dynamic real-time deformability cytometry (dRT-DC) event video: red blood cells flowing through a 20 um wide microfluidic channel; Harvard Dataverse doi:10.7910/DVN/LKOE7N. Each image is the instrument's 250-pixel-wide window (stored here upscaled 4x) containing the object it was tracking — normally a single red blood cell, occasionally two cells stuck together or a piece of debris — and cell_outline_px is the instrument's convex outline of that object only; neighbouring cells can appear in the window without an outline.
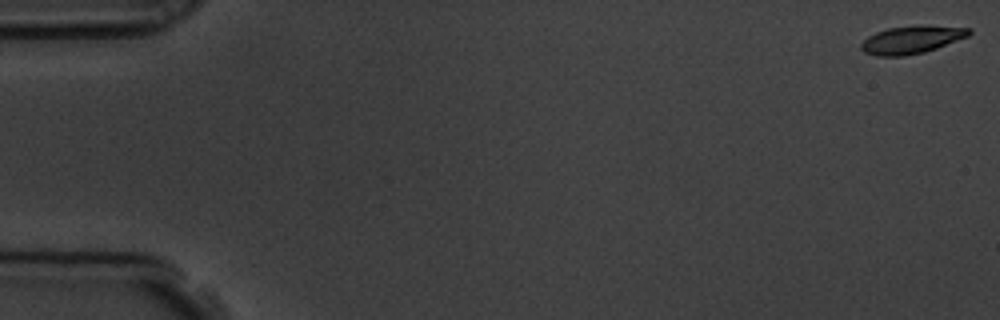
{"species": "common noctule bat (a hibernating species)", "species_latin": "Nyctalus noctula", "temperature_condition": "room temperature", "stored_images_in_passage": 54, "camera_frame_rate_fps": 3000, "um_per_image_px": 0.085, "animal": {"sex": "male", "body_mass_g": 19.5, "forearm_length_mm": 54.6}, "frame": {"image": 1, "passage_image": 1, "time_ms": 0.0, "image_size_px": [1000, 320], "cell_outline_px": [[972, 32], [968, 36], [936, 48], [924, 52], [904, 56], [876, 56], [864, 52], [860, 48], [860, 44], [868, 36], [876, 32], [888, 28], [916, 24], [972, 28]], "centroid_in_image_um": [77.48, 3.36], "position_along_channel_um": 7.5, "area_um2": 17.63}}
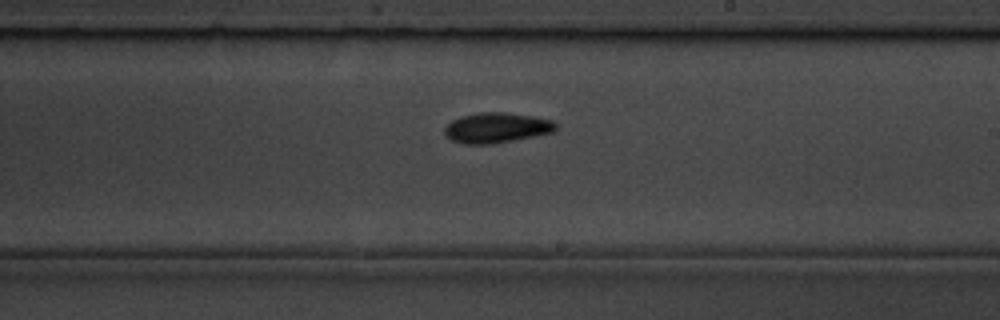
{"frame": {"image": 2, "passage_image": 32, "time_ms": 10.333, "image_size_px": [1000, 320], "cell_outline_px": [[556, 128], [552, 132], [512, 140], [488, 144], [464, 144], [452, 140], [444, 132], [444, 128], [452, 120], [460, 116], [480, 112], [504, 112], [532, 116], [556, 120]], "centroid_in_image_um": [42.2, 10.84], "position_along_channel_um": 246.8, "area_um2": 19.42}}
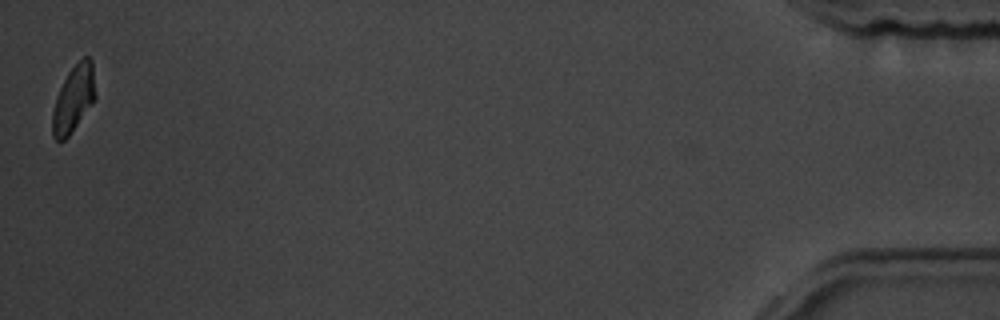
{"frame": {"image": 3, "passage_image": 54, "time_ms": 17.667, "image_size_px": [1000, 320], "cell_outline_px": [[96, 96], [68, 136], [64, 140], [56, 140], [52, 136], [52, 112], [56, 96], [68, 72], [84, 56], [88, 56], [92, 60]], "centroid_in_image_um": [6.24, 8.37], "position_along_channel_um": 429.0, "area_um2": 16.3}, "authors_computed_cell_mechanics": {"area_um2": 18.0914, "velocity_mm_per_s": 3.7756, "shape_relaxation_time_tau1_ms": 3.6538, "shape_relaxation_time_tau2_ms": 3.9924, "deformation_change_tau1": 0.1404, "deformation_change_tau2": 0.101}}